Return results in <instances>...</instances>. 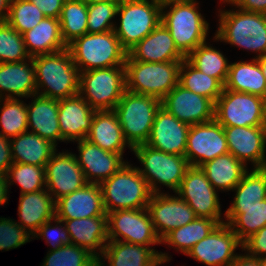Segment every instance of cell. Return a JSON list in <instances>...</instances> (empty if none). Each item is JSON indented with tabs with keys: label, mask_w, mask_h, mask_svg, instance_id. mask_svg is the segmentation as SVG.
<instances>
[{
	"label": "cell",
	"mask_w": 266,
	"mask_h": 266,
	"mask_svg": "<svg viewBox=\"0 0 266 266\" xmlns=\"http://www.w3.org/2000/svg\"><path fill=\"white\" fill-rule=\"evenodd\" d=\"M97 216H107L98 183H87L55 201V217L60 220Z\"/></svg>",
	"instance_id": "21"
},
{
	"label": "cell",
	"mask_w": 266,
	"mask_h": 266,
	"mask_svg": "<svg viewBox=\"0 0 266 266\" xmlns=\"http://www.w3.org/2000/svg\"><path fill=\"white\" fill-rule=\"evenodd\" d=\"M120 1L99 2L88 5V33H104L114 30L112 19L117 16Z\"/></svg>",
	"instance_id": "46"
},
{
	"label": "cell",
	"mask_w": 266,
	"mask_h": 266,
	"mask_svg": "<svg viewBox=\"0 0 266 266\" xmlns=\"http://www.w3.org/2000/svg\"><path fill=\"white\" fill-rule=\"evenodd\" d=\"M218 225L216 220L196 217L192 222L168 233L161 240V244H167L168 247L172 246L183 254H187L195 244L206 238Z\"/></svg>",
	"instance_id": "36"
},
{
	"label": "cell",
	"mask_w": 266,
	"mask_h": 266,
	"mask_svg": "<svg viewBox=\"0 0 266 266\" xmlns=\"http://www.w3.org/2000/svg\"><path fill=\"white\" fill-rule=\"evenodd\" d=\"M125 163L100 183L106 214L117 210L147 208L152 192L137 167Z\"/></svg>",
	"instance_id": "5"
},
{
	"label": "cell",
	"mask_w": 266,
	"mask_h": 266,
	"mask_svg": "<svg viewBox=\"0 0 266 266\" xmlns=\"http://www.w3.org/2000/svg\"><path fill=\"white\" fill-rule=\"evenodd\" d=\"M161 100L154 96L125 91L117 103L116 112L125 140L133 148L145 144L152 130Z\"/></svg>",
	"instance_id": "8"
},
{
	"label": "cell",
	"mask_w": 266,
	"mask_h": 266,
	"mask_svg": "<svg viewBox=\"0 0 266 266\" xmlns=\"http://www.w3.org/2000/svg\"><path fill=\"white\" fill-rule=\"evenodd\" d=\"M239 246L242 249V242L227 223H222L186 255L206 266H229L238 257L235 250Z\"/></svg>",
	"instance_id": "15"
},
{
	"label": "cell",
	"mask_w": 266,
	"mask_h": 266,
	"mask_svg": "<svg viewBox=\"0 0 266 266\" xmlns=\"http://www.w3.org/2000/svg\"><path fill=\"white\" fill-rule=\"evenodd\" d=\"M0 113V134L4 137L11 139L28 131L27 104L24 101L19 98L0 99Z\"/></svg>",
	"instance_id": "41"
},
{
	"label": "cell",
	"mask_w": 266,
	"mask_h": 266,
	"mask_svg": "<svg viewBox=\"0 0 266 266\" xmlns=\"http://www.w3.org/2000/svg\"><path fill=\"white\" fill-rule=\"evenodd\" d=\"M223 3L236 6L243 11L266 14V0H231Z\"/></svg>",
	"instance_id": "51"
},
{
	"label": "cell",
	"mask_w": 266,
	"mask_h": 266,
	"mask_svg": "<svg viewBox=\"0 0 266 266\" xmlns=\"http://www.w3.org/2000/svg\"><path fill=\"white\" fill-rule=\"evenodd\" d=\"M178 84L189 91L211 99L214 103L224 89V86L216 78L202 73L187 59L181 62Z\"/></svg>",
	"instance_id": "38"
},
{
	"label": "cell",
	"mask_w": 266,
	"mask_h": 266,
	"mask_svg": "<svg viewBox=\"0 0 266 266\" xmlns=\"http://www.w3.org/2000/svg\"><path fill=\"white\" fill-rule=\"evenodd\" d=\"M264 106H265V118H266V96L264 98Z\"/></svg>",
	"instance_id": "59"
},
{
	"label": "cell",
	"mask_w": 266,
	"mask_h": 266,
	"mask_svg": "<svg viewBox=\"0 0 266 266\" xmlns=\"http://www.w3.org/2000/svg\"><path fill=\"white\" fill-rule=\"evenodd\" d=\"M79 155H76L87 183H98L110 178L125 163L120 153L103 150L86 138L77 141Z\"/></svg>",
	"instance_id": "22"
},
{
	"label": "cell",
	"mask_w": 266,
	"mask_h": 266,
	"mask_svg": "<svg viewBox=\"0 0 266 266\" xmlns=\"http://www.w3.org/2000/svg\"><path fill=\"white\" fill-rule=\"evenodd\" d=\"M8 182L7 176L5 174L0 173V205H4L8 203Z\"/></svg>",
	"instance_id": "54"
},
{
	"label": "cell",
	"mask_w": 266,
	"mask_h": 266,
	"mask_svg": "<svg viewBox=\"0 0 266 266\" xmlns=\"http://www.w3.org/2000/svg\"><path fill=\"white\" fill-rule=\"evenodd\" d=\"M198 5L196 0H162L161 22L185 57L206 43L209 23L199 12Z\"/></svg>",
	"instance_id": "1"
},
{
	"label": "cell",
	"mask_w": 266,
	"mask_h": 266,
	"mask_svg": "<svg viewBox=\"0 0 266 266\" xmlns=\"http://www.w3.org/2000/svg\"><path fill=\"white\" fill-rule=\"evenodd\" d=\"M229 153L246 167L266 168V126H223Z\"/></svg>",
	"instance_id": "17"
},
{
	"label": "cell",
	"mask_w": 266,
	"mask_h": 266,
	"mask_svg": "<svg viewBox=\"0 0 266 266\" xmlns=\"http://www.w3.org/2000/svg\"><path fill=\"white\" fill-rule=\"evenodd\" d=\"M22 35L30 57L50 54L67 48L61 36L59 19L56 18L45 17L34 28Z\"/></svg>",
	"instance_id": "32"
},
{
	"label": "cell",
	"mask_w": 266,
	"mask_h": 266,
	"mask_svg": "<svg viewBox=\"0 0 266 266\" xmlns=\"http://www.w3.org/2000/svg\"><path fill=\"white\" fill-rule=\"evenodd\" d=\"M46 189L54 201L87 184L76 154L54 153L45 166Z\"/></svg>",
	"instance_id": "18"
},
{
	"label": "cell",
	"mask_w": 266,
	"mask_h": 266,
	"mask_svg": "<svg viewBox=\"0 0 266 266\" xmlns=\"http://www.w3.org/2000/svg\"><path fill=\"white\" fill-rule=\"evenodd\" d=\"M95 258L85 248L66 244L55 251H48L41 266H92Z\"/></svg>",
	"instance_id": "45"
},
{
	"label": "cell",
	"mask_w": 266,
	"mask_h": 266,
	"mask_svg": "<svg viewBox=\"0 0 266 266\" xmlns=\"http://www.w3.org/2000/svg\"><path fill=\"white\" fill-rule=\"evenodd\" d=\"M224 89L256 95L266 96V78L257 58L251 61L230 63Z\"/></svg>",
	"instance_id": "33"
},
{
	"label": "cell",
	"mask_w": 266,
	"mask_h": 266,
	"mask_svg": "<svg viewBox=\"0 0 266 266\" xmlns=\"http://www.w3.org/2000/svg\"><path fill=\"white\" fill-rule=\"evenodd\" d=\"M44 13L29 0H11L6 22L20 34L39 24Z\"/></svg>",
	"instance_id": "43"
},
{
	"label": "cell",
	"mask_w": 266,
	"mask_h": 266,
	"mask_svg": "<svg viewBox=\"0 0 266 266\" xmlns=\"http://www.w3.org/2000/svg\"><path fill=\"white\" fill-rule=\"evenodd\" d=\"M259 259L266 257V226L252 234L242 243V252Z\"/></svg>",
	"instance_id": "49"
},
{
	"label": "cell",
	"mask_w": 266,
	"mask_h": 266,
	"mask_svg": "<svg viewBox=\"0 0 266 266\" xmlns=\"http://www.w3.org/2000/svg\"><path fill=\"white\" fill-rule=\"evenodd\" d=\"M11 0H0V24L6 22Z\"/></svg>",
	"instance_id": "55"
},
{
	"label": "cell",
	"mask_w": 266,
	"mask_h": 266,
	"mask_svg": "<svg viewBox=\"0 0 266 266\" xmlns=\"http://www.w3.org/2000/svg\"><path fill=\"white\" fill-rule=\"evenodd\" d=\"M108 266H159L169 262L168 253L158 252L150 246L109 240L101 257Z\"/></svg>",
	"instance_id": "24"
},
{
	"label": "cell",
	"mask_w": 266,
	"mask_h": 266,
	"mask_svg": "<svg viewBox=\"0 0 266 266\" xmlns=\"http://www.w3.org/2000/svg\"><path fill=\"white\" fill-rule=\"evenodd\" d=\"M215 120L222 126H266L264 98L223 89L215 103Z\"/></svg>",
	"instance_id": "11"
},
{
	"label": "cell",
	"mask_w": 266,
	"mask_h": 266,
	"mask_svg": "<svg viewBox=\"0 0 266 266\" xmlns=\"http://www.w3.org/2000/svg\"><path fill=\"white\" fill-rule=\"evenodd\" d=\"M67 48L80 72L125 66L127 51L121 46L114 30L86 33L73 40Z\"/></svg>",
	"instance_id": "4"
},
{
	"label": "cell",
	"mask_w": 266,
	"mask_h": 266,
	"mask_svg": "<svg viewBox=\"0 0 266 266\" xmlns=\"http://www.w3.org/2000/svg\"><path fill=\"white\" fill-rule=\"evenodd\" d=\"M264 266H266V257L262 259Z\"/></svg>",
	"instance_id": "60"
},
{
	"label": "cell",
	"mask_w": 266,
	"mask_h": 266,
	"mask_svg": "<svg viewBox=\"0 0 266 266\" xmlns=\"http://www.w3.org/2000/svg\"><path fill=\"white\" fill-rule=\"evenodd\" d=\"M132 151L143 166V169H137L146 179L152 193H161L159 184L174 193L179 189L190 166L185 156L165 153L146 144L137 145Z\"/></svg>",
	"instance_id": "7"
},
{
	"label": "cell",
	"mask_w": 266,
	"mask_h": 266,
	"mask_svg": "<svg viewBox=\"0 0 266 266\" xmlns=\"http://www.w3.org/2000/svg\"><path fill=\"white\" fill-rule=\"evenodd\" d=\"M229 227L243 243L252 234L266 226V198L250 206H230L225 211Z\"/></svg>",
	"instance_id": "34"
},
{
	"label": "cell",
	"mask_w": 266,
	"mask_h": 266,
	"mask_svg": "<svg viewBox=\"0 0 266 266\" xmlns=\"http://www.w3.org/2000/svg\"><path fill=\"white\" fill-rule=\"evenodd\" d=\"M229 266H264L262 259L239 254Z\"/></svg>",
	"instance_id": "53"
},
{
	"label": "cell",
	"mask_w": 266,
	"mask_h": 266,
	"mask_svg": "<svg viewBox=\"0 0 266 266\" xmlns=\"http://www.w3.org/2000/svg\"><path fill=\"white\" fill-rule=\"evenodd\" d=\"M62 221L70 235L71 244L87 249L96 258L102 255L109 241L107 216Z\"/></svg>",
	"instance_id": "27"
},
{
	"label": "cell",
	"mask_w": 266,
	"mask_h": 266,
	"mask_svg": "<svg viewBox=\"0 0 266 266\" xmlns=\"http://www.w3.org/2000/svg\"><path fill=\"white\" fill-rule=\"evenodd\" d=\"M227 153L229 151L223 126L215 119L190 125L185 151L189 165L201 167Z\"/></svg>",
	"instance_id": "14"
},
{
	"label": "cell",
	"mask_w": 266,
	"mask_h": 266,
	"mask_svg": "<svg viewBox=\"0 0 266 266\" xmlns=\"http://www.w3.org/2000/svg\"><path fill=\"white\" fill-rule=\"evenodd\" d=\"M235 197L231 206H250L266 198V168L247 170L234 187Z\"/></svg>",
	"instance_id": "40"
},
{
	"label": "cell",
	"mask_w": 266,
	"mask_h": 266,
	"mask_svg": "<svg viewBox=\"0 0 266 266\" xmlns=\"http://www.w3.org/2000/svg\"><path fill=\"white\" fill-rule=\"evenodd\" d=\"M12 164L10 139L0 134V173L6 175Z\"/></svg>",
	"instance_id": "52"
},
{
	"label": "cell",
	"mask_w": 266,
	"mask_h": 266,
	"mask_svg": "<svg viewBox=\"0 0 266 266\" xmlns=\"http://www.w3.org/2000/svg\"><path fill=\"white\" fill-rule=\"evenodd\" d=\"M8 187L18 183L21 193H31L46 188L45 166L13 163L6 174Z\"/></svg>",
	"instance_id": "42"
},
{
	"label": "cell",
	"mask_w": 266,
	"mask_h": 266,
	"mask_svg": "<svg viewBox=\"0 0 266 266\" xmlns=\"http://www.w3.org/2000/svg\"><path fill=\"white\" fill-rule=\"evenodd\" d=\"M155 233L162 240L172 230L192 222L197 216L179 196L152 193L147 206Z\"/></svg>",
	"instance_id": "16"
},
{
	"label": "cell",
	"mask_w": 266,
	"mask_h": 266,
	"mask_svg": "<svg viewBox=\"0 0 266 266\" xmlns=\"http://www.w3.org/2000/svg\"><path fill=\"white\" fill-rule=\"evenodd\" d=\"M258 62L260 64V67L262 69L263 75L266 78V55L257 58Z\"/></svg>",
	"instance_id": "56"
},
{
	"label": "cell",
	"mask_w": 266,
	"mask_h": 266,
	"mask_svg": "<svg viewBox=\"0 0 266 266\" xmlns=\"http://www.w3.org/2000/svg\"><path fill=\"white\" fill-rule=\"evenodd\" d=\"M18 216L17 223L33 235L45 222L55 218V201L47 189L20 194Z\"/></svg>",
	"instance_id": "30"
},
{
	"label": "cell",
	"mask_w": 266,
	"mask_h": 266,
	"mask_svg": "<svg viewBox=\"0 0 266 266\" xmlns=\"http://www.w3.org/2000/svg\"><path fill=\"white\" fill-rule=\"evenodd\" d=\"M127 54L135 61L169 62L183 61L186 57L178 50L168 29L160 22L144 39Z\"/></svg>",
	"instance_id": "25"
},
{
	"label": "cell",
	"mask_w": 266,
	"mask_h": 266,
	"mask_svg": "<svg viewBox=\"0 0 266 266\" xmlns=\"http://www.w3.org/2000/svg\"><path fill=\"white\" fill-rule=\"evenodd\" d=\"M13 163L46 166L57 146L29 131L10 139Z\"/></svg>",
	"instance_id": "31"
},
{
	"label": "cell",
	"mask_w": 266,
	"mask_h": 266,
	"mask_svg": "<svg viewBox=\"0 0 266 266\" xmlns=\"http://www.w3.org/2000/svg\"><path fill=\"white\" fill-rule=\"evenodd\" d=\"M87 5L93 4V3H99V2H108V1H120V0H82Z\"/></svg>",
	"instance_id": "57"
},
{
	"label": "cell",
	"mask_w": 266,
	"mask_h": 266,
	"mask_svg": "<svg viewBox=\"0 0 266 266\" xmlns=\"http://www.w3.org/2000/svg\"><path fill=\"white\" fill-rule=\"evenodd\" d=\"M218 191L211 185L204 170L190 165L183 177L179 189L175 192L194 211L197 217L221 220V206Z\"/></svg>",
	"instance_id": "12"
},
{
	"label": "cell",
	"mask_w": 266,
	"mask_h": 266,
	"mask_svg": "<svg viewBox=\"0 0 266 266\" xmlns=\"http://www.w3.org/2000/svg\"><path fill=\"white\" fill-rule=\"evenodd\" d=\"M23 35L7 22L0 24V63L22 62L30 59Z\"/></svg>",
	"instance_id": "44"
},
{
	"label": "cell",
	"mask_w": 266,
	"mask_h": 266,
	"mask_svg": "<svg viewBox=\"0 0 266 266\" xmlns=\"http://www.w3.org/2000/svg\"><path fill=\"white\" fill-rule=\"evenodd\" d=\"M95 110L80 95L59 99L58 121L61 142L80 141L91 130Z\"/></svg>",
	"instance_id": "23"
},
{
	"label": "cell",
	"mask_w": 266,
	"mask_h": 266,
	"mask_svg": "<svg viewBox=\"0 0 266 266\" xmlns=\"http://www.w3.org/2000/svg\"><path fill=\"white\" fill-rule=\"evenodd\" d=\"M211 185L218 191H231L241 181L248 168L234 155L227 153L201 166Z\"/></svg>",
	"instance_id": "35"
},
{
	"label": "cell",
	"mask_w": 266,
	"mask_h": 266,
	"mask_svg": "<svg viewBox=\"0 0 266 266\" xmlns=\"http://www.w3.org/2000/svg\"><path fill=\"white\" fill-rule=\"evenodd\" d=\"M219 26L215 41L257 53L255 58L266 55V14L241 9L220 10Z\"/></svg>",
	"instance_id": "3"
},
{
	"label": "cell",
	"mask_w": 266,
	"mask_h": 266,
	"mask_svg": "<svg viewBox=\"0 0 266 266\" xmlns=\"http://www.w3.org/2000/svg\"><path fill=\"white\" fill-rule=\"evenodd\" d=\"M181 62L135 61L127 54L126 90L162 100L178 84Z\"/></svg>",
	"instance_id": "6"
},
{
	"label": "cell",
	"mask_w": 266,
	"mask_h": 266,
	"mask_svg": "<svg viewBox=\"0 0 266 266\" xmlns=\"http://www.w3.org/2000/svg\"><path fill=\"white\" fill-rule=\"evenodd\" d=\"M161 106L179 121L189 125L215 119V103L177 84L162 100Z\"/></svg>",
	"instance_id": "19"
},
{
	"label": "cell",
	"mask_w": 266,
	"mask_h": 266,
	"mask_svg": "<svg viewBox=\"0 0 266 266\" xmlns=\"http://www.w3.org/2000/svg\"><path fill=\"white\" fill-rule=\"evenodd\" d=\"M107 226L109 240L143 246L161 244L147 208L117 210L107 213Z\"/></svg>",
	"instance_id": "13"
},
{
	"label": "cell",
	"mask_w": 266,
	"mask_h": 266,
	"mask_svg": "<svg viewBox=\"0 0 266 266\" xmlns=\"http://www.w3.org/2000/svg\"><path fill=\"white\" fill-rule=\"evenodd\" d=\"M161 9L162 0H120L114 32L127 52L161 22Z\"/></svg>",
	"instance_id": "9"
},
{
	"label": "cell",
	"mask_w": 266,
	"mask_h": 266,
	"mask_svg": "<svg viewBox=\"0 0 266 266\" xmlns=\"http://www.w3.org/2000/svg\"><path fill=\"white\" fill-rule=\"evenodd\" d=\"M88 5L82 0H65L59 16L61 36L66 45L88 33Z\"/></svg>",
	"instance_id": "39"
},
{
	"label": "cell",
	"mask_w": 266,
	"mask_h": 266,
	"mask_svg": "<svg viewBox=\"0 0 266 266\" xmlns=\"http://www.w3.org/2000/svg\"><path fill=\"white\" fill-rule=\"evenodd\" d=\"M31 101V104L27 105L28 131L31 127L29 132L38 134L57 146V141H61L59 100L34 94Z\"/></svg>",
	"instance_id": "28"
},
{
	"label": "cell",
	"mask_w": 266,
	"mask_h": 266,
	"mask_svg": "<svg viewBox=\"0 0 266 266\" xmlns=\"http://www.w3.org/2000/svg\"><path fill=\"white\" fill-rule=\"evenodd\" d=\"M36 91L32 57L28 61L0 63V99L31 98Z\"/></svg>",
	"instance_id": "26"
},
{
	"label": "cell",
	"mask_w": 266,
	"mask_h": 266,
	"mask_svg": "<svg viewBox=\"0 0 266 266\" xmlns=\"http://www.w3.org/2000/svg\"><path fill=\"white\" fill-rule=\"evenodd\" d=\"M87 140L105 151L120 153L123 156L125 147H132L125 140L118 116L114 110L95 111L91 130Z\"/></svg>",
	"instance_id": "29"
},
{
	"label": "cell",
	"mask_w": 266,
	"mask_h": 266,
	"mask_svg": "<svg viewBox=\"0 0 266 266\" xmlns=\"http://www.w3.org/2000/svg\"><path fill=\"white\" fill-rule=\"evenodd\" d=\"M190 125L179 121L162 106L157 110L146 145L165 153L185 156Z\"/></svg>",
	"instance_id": "20"
},
{
	"label": "cell",
	"mask_w": 266,
	"mask_h": 266,
	"mask_svg": "<svg viewBox=\"0 0 266 266\" xmlns=\"http://www.w3.org/2000/svg\"><path fill=\"white\" fill-rule=\"evenodd\" d=\"M106 264L104 263L103 260H101L100 258H95L92 266H105Z\"/></svg>",
	"instance_id": "58"
},
{
	"label": "cell",
	"mask_w": 266,
	"mask_h": 266,
	"mask_svg": "<svg viewBox=\"0 0 266 266\" xmlns=\"http://www.w3.org/2000/svg\"><path fill=\"white\" fill-rule=\"evenodd\" d=\"M125 91V66L80 72L79 94L95 111L114 110Z\"/></svg>",
	"instance_id": "10"
},
{
	"label": "cell",
	"mask_w": 266,
	"mask_h": 266,
	"mask_svg": "<svg viewBox=\"0 0 266 266\" xmlns=\"http://www.w3.org/2000/svg\"><path fill=\"white\" fill-rule=\"evenodd\" d=\"M36 5L45 15L58 19L65 0H29Z\"/></svg>",
	"instance_id": "50"
},
{
	"label": "cell",
	"mask_w": 266,
	"mask_h": 266,
	"mask_svg": "<svg viewBox=\"0 0 266 266\" xmlns=\"http://www.w3.org/2000/svg\"><path fill=\"white\" fill-rule=\"evenodd\" d=\"M32 234L11 218L0 217V250L16 249L30 240Z\"/></svg>",
	"instance_id": "47"
},
{
	"label": "cell",
	"mask_w": 266,
	"mask_h": 266,
	"mask_svg": "<svg viewBox=\"0 0 266 266\" xmlns=\"http://www.w3.org/2000/svg\"><path fill=\"white\" fill-rule=\"evenodd\" d=\"M186 59L196 69L210 77L216 78L224 86L230 63H228V59L221 51L206 42L193 50Z\"/></svg>",
	"instance_id": "37"
},
{
	"label": "cell",
	"mask_w": 266,
	"mask_h": 266,
	"mask_svg": "<svg viewBox=\"0 0 266 266\" xmlns=\"http://www.w3.org/2000/svg\"><path fill=\"white\" fill-rule=\"evenodd\" d=\"M32 61L36 75V94L58 100L79 94L80 71L68 48L34 56Z\"/></svg>",
	"instance_id": "2"
},
{
	"label": "cell",
	"mask_w": 266,
	"mask_h": 266,
	"mask_svg": "<svg viewBox=\"0 0 266 266\" xmlns=\"http://www.w3.org/2000/svg\"><path fill=\"white\" fill-rule=\"evenodd\" d=\"M51 222L56 223V225L52 226ZM61 224H63V221L55 217L53 221L49 220L45 222L32 236L33 238L41 237L43 240L45 239L46 243L52 246L50 251H55L63 245L71 244L70 235L66 226L65 224Z\"/></svg>",
	"instance_id": "48"
}]
</instances>
